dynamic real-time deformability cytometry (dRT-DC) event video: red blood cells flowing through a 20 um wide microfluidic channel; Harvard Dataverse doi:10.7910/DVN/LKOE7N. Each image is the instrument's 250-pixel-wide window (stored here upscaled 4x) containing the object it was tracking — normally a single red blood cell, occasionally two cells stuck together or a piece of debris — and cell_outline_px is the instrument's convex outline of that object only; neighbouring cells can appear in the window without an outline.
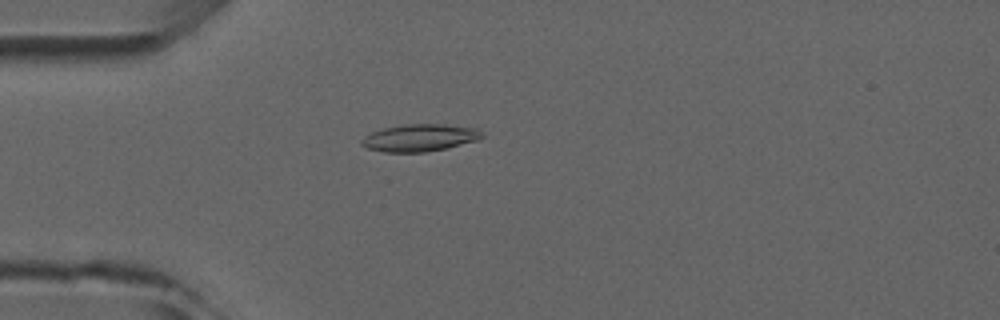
{"species": "common noctule bat (a hibernating species)", "species_latin": "Nyctalus noctula", "temperature_condition": "room temperature", "stored_images_in_passage": 4, "camera_frame_rate_fps": 3000, "um_per_image_px": 0.085, "animal": {"sex": "male", "forearm_length_mm": 52.5}, "frame": {"image": 1, "passage_image": 4, "time_ms": 3.667, "image_size_px": [1000, 320], "cell_outline_px": [[484, 136], [480, 140], [448, 148], [424, 152], [384, 152], [368, 148], [360, 144], [360, 140], [364, 136], [372, 132], [384, 128], [404, 124], [444, 124], [476, 128], [484, 132]], "centroid_in_image_um": [35.72, 11.71], "position_along_channel_um": 49.3, "area_um2": 19.31}}